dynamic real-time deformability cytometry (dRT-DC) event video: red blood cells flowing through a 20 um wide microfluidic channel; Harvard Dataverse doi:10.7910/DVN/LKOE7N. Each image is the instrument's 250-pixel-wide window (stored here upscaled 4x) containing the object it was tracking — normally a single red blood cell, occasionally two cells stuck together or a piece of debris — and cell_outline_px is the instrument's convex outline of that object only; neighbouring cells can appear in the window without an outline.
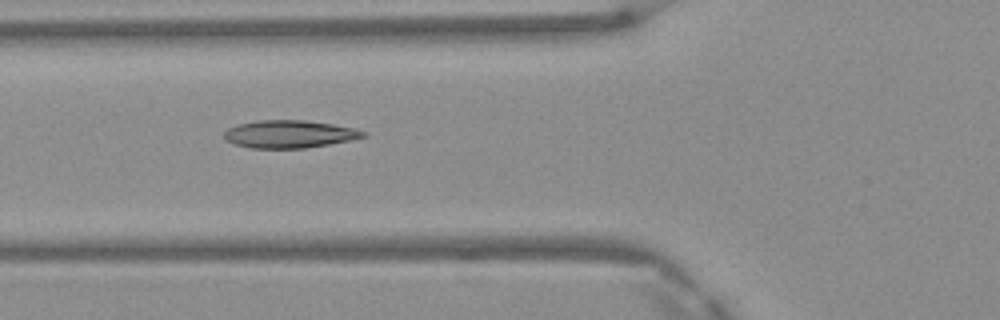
{"species": "Egyptian fruit bat (a non-hibernating species)", "species_latin": "Rousettus aegyptiacus", "temperature_condition": "warm", "stored_images_in_passage": 9, "camera_frame_rate_fps": 3000, "um_per_image_px": 0.085, "frame": {"image": 1, "passage_image": 7, "time_ms": 2.0, "image_size_px": [1000, 320], "cell_outline_px": [[368, 132], [364, 136], [348, 140], [328, 144], [304, 148], [252, 148], [236, 144], [228, 140], [224, 136], [224, 132], [228, 128], [236, 124], [260, 120], [304, 120], [332, 124], [352, 128]], "centroid_in_image_um": [24.57, 11.39], "position_along_channel_um": 101.2, "area_um2": 22.08}}
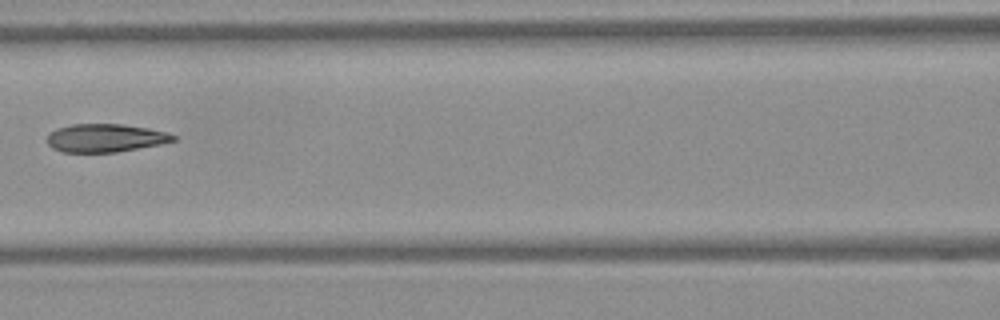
{"frame": {"image": 2, "passage_image": 8, "time_ms": 2.333, "image_size_px": [1000, 320], "cell_outline_px": [[176, 140], [160, 144], [116, 152], [64, 152], [52, 148], [44, 140], [48, 132], [56, 128], [72, 124], [124, 124], [148, 128], [168, 132], [176, 136]], "centroid_in_image_um": [8.91, 11.72], "position_along_channel_um": 157.7, "area_um2": 20.92}}
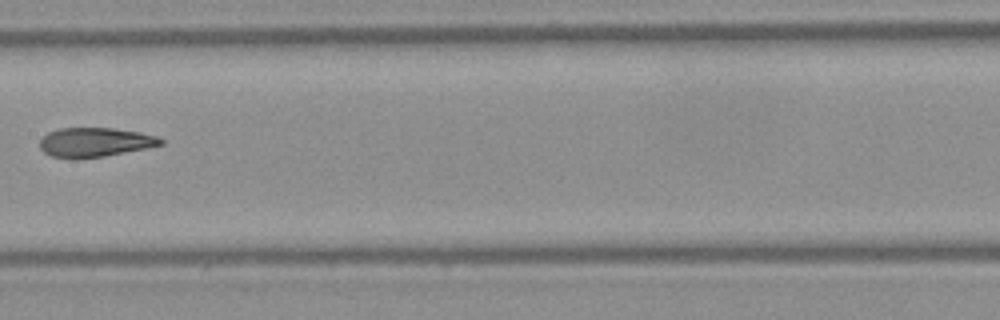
{"frame": {"image": 3, "passage_image": 9, "time_ms": 2.667, "image_size_px": [1000, 320], "cell_outline_px": [[164, 144], [148, 148], [104, 156], [76, 160], [52, 156], [44, 152], [40, 148], [40, 140], [48, 132], [60, 128], [112, 128], [140, 132], [156, 136], [164, 140]], "centroid_in_image_um": [8.07, 12.1], "position_along_channel_um": 199.3, "area_um2": 20.81}}